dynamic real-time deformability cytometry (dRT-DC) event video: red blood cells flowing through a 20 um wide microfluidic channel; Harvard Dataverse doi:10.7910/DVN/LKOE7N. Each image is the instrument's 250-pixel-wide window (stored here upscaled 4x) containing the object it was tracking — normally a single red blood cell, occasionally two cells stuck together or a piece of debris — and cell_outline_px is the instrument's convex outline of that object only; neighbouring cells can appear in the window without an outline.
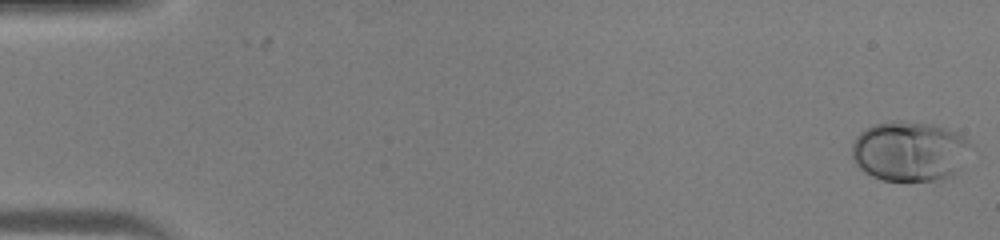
{"species": "human", "species_latin": "Homo sapiens", "temperature_condition": "warm", "stored_images_in_passage": 46, "camera_frame_rate_fps": 3000, "um_per_image_px": 0.085, "donor": {"sex": "male"}, "frame": {"image": 1, "passage_image": 1, "time_ms": 0.0, "image_size_px": [1000, 240], "cell_outline_px": [[972, 144], [956, 168], [948, 176], [940, 180], [880, 180], [872, 176], [860, 168], [852, 160], [852, 144], [856, 136], [860, 132], [872, 124], [900, 120], [932, 124], [956, 132], [968, 140]], "centroid_in_image_um": [77.23, 12.83], "position_along_channel_um": 7.8, "area_um2": 40.98}}
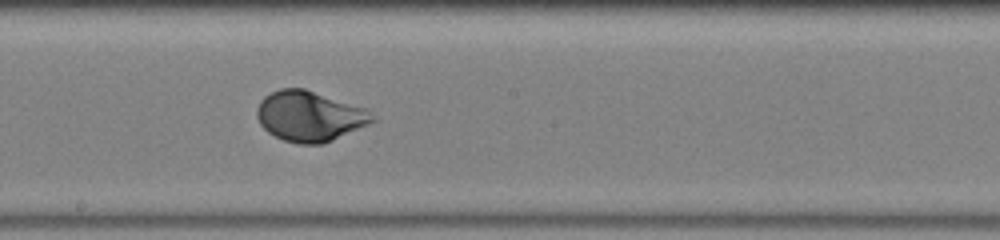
{"frame": {"image": 2, "passage_image": 26, "time_ms": 8.333, "image_size_px": [1000, 240], "cell_outline_px": [[376, 120], [368, 124], [324, 144], [300, 144], [284, 140], [268, 132], [260, 124], [256, 116], [256, 108], [260, 100], [264, 96], [280, 88], [304, 88], [368, 108]], "centroid_in_image_um": [26.31, 9.86], "position_along_channel_um": 221.9, "area_um2": 33.99}}
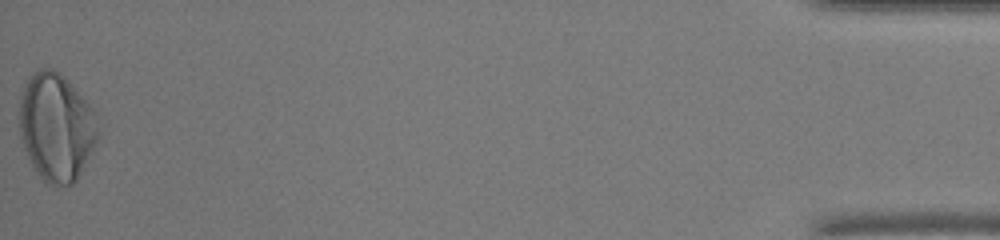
{"frame": {"image": 3, "passage_image": 46, "time_ms": 15.0, "image_size_px": [1000, 240], "cell_outline_px": [[100, 132], [84, 168], [76, 180], [72, 184], [48, 184], [40, 176], [32, 164], [24, 148], [20, 136], [20, 96], [32, 72], [40, 68], [52, 68], [60, 72], [68, 80], [96, 112]], "centroid_in_image_um": [4.81, 10.77], "position_along_channel_um": 430.4, "area_um2": 49.3}}